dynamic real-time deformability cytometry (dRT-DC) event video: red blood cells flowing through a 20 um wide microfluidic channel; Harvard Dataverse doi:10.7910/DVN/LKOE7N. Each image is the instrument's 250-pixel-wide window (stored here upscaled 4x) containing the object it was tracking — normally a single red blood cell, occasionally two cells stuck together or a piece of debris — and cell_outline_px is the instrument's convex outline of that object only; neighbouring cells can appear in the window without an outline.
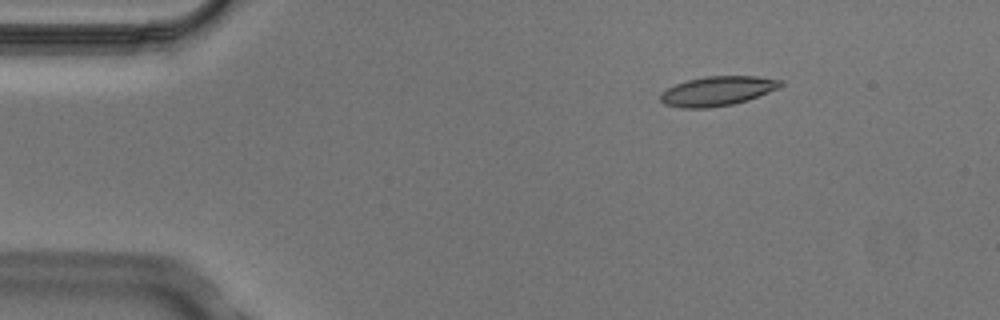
{"species": "Egyptian fruit bat (a non-hibernating species)", "species_latin": "Rousettus aegyptiacus", "temperature_condition": "cold", "stored_images_in_passage": 2, "camera_frame_rate_fps": 3000, "um_per_image_px": 0.085, "animal": {"sex": "male"}, "frame": {"image": 1, "passage_image": 1, "time_ms": 0.0, "image_size_px": [1000, 320], "cell_outline_px": [[784, 84], [780, 88], [748, 100], [732, 104], [708, 108], [680, 108], [664, 104], [660, 100], [660, 92], [676, 84], [688, 80], [704, 76], [756, 76], [784, 80]], "centroid_in_image_um": [61.0, 7.73], "position_along_channel_um": 24.0, "area_um2": 20.81}}